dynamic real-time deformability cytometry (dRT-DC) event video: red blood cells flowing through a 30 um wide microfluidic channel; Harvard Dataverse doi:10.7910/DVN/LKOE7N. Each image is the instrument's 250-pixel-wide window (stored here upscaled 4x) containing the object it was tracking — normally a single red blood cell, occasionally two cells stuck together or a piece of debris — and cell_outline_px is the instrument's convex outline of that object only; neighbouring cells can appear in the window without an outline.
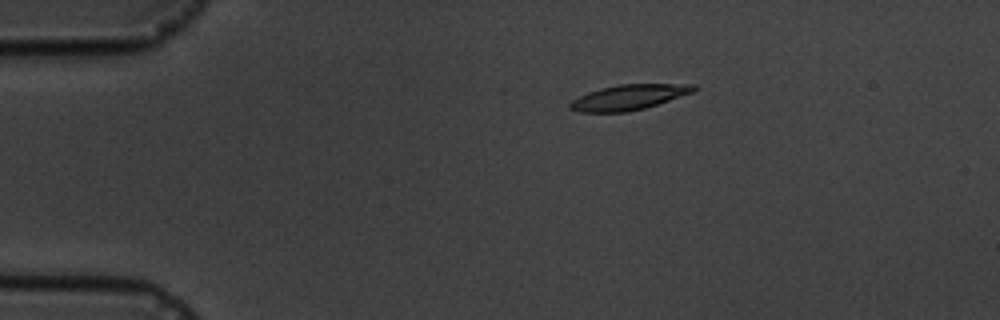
{"species": "common noctule bat (a hibernating species)", "species_latin": "Nyctalus noctula", "temperature_condition": "cold", "stored_images_in_passage": 4, "camera_frame_rate_fps": 3000, "um_per_image_px": 0.085, "animal": {"sex": "male", "body_mass_g": 19.5, "forearm_length_mm": 54.6}, "frame": {"image": 1, "passage_image": 3, "time_ms": 3.0, "image_size_px": [1000, 320], "cell_outline_px": [[700, 88], [696, 92], [644, 108], [628, 112], [580, 112], [568, 108], [568, 104], [572, 100], [588, 92], [600, 88], [620, 84], [696, 84]], "centroid_in_image_um": [53.5, 8.26], "position_along_channel_um": 31.5, "area_um2": 18.38}}